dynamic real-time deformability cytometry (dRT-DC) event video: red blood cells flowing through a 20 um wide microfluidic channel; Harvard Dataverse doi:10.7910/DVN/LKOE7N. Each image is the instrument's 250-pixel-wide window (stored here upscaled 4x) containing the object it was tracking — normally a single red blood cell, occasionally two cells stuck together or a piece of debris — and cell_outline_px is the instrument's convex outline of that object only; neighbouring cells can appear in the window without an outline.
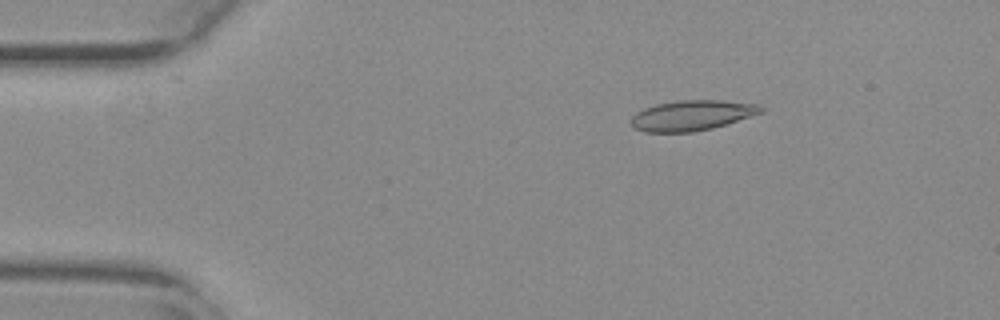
{"species": "common noctule bat (a hibernating species)", "species_latin": "Nyctalus noctula", "temperature_condition": "warm", "stored_images_in_passage": 55, "camera_frame_rate_fps": 3000, "um_per_image_px": 0.085, "animal": {"sex": "female", "body_mass_g": 29.2, "forearm_length_mm": 56.3}, "frame": {"image": 1, "passage_image": 9, "time_ms": 2.667, "image_size_px": [1000, 320], "cell_outline_px": [[764, 112], [712, 128], [692, 132], [644, 132], [636, 128], [632, 124], [632, 116], [636, 112], [644, 108], [656, 104], [680, 100], [720, 100], [760, 104], [764, 108]], "centroid_in_image_um": [58.83, 9.8], "position_along_channel_um": 26.2, "area_um2": 22.83}}
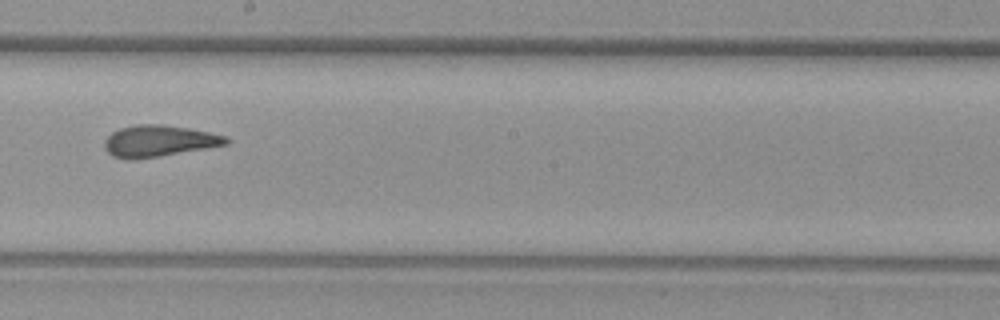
{"frame": {"image": 2, "passage_image": 31, "time_ms": 10.0, "image_size_px": [1000, 320], "cell_outline_px": [[232, 140], [228, 144], [208, 148], [160, 156], [132, 160], [128, 160], [112, 156], [104, 148], [104, 140], [112, 132], [120, 128], [136, 124], [160, 124], [188, 128], [208, 132], [224, 136]], "centroid_in_image_um": [13.48, 11.99], "position_along_channel_um": 234.7, "area_um2": 22.37}}
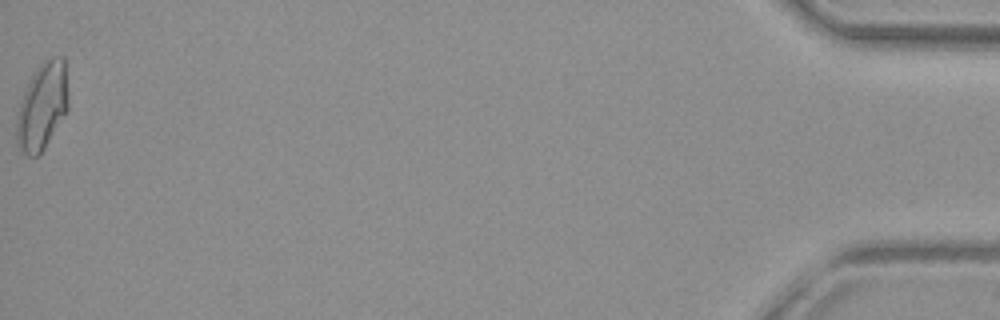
{"frame": {"image": 3, "passage_image": 55, "time_ms": 18.0, "image_size_px": [1000, 320], "cell_outline_px": [[68, 108], [44, 148], [36, 156], [28, 156], [20, 152], [16, 140], [16, 124], [20, 104], [24, 92], [32, 76], [40, 64], [44, 60], [52, 56], [64, 56], [68, 92]], "centroid_in_image_um": [3.6, 9.02], "position_along_channel_um": 431.6, "area_um2": 25.95}, "authors_computed_cell_mechanics": {"area_um2": 22.3108, "velocity_mm_per_s": 3.7759, "shape_relaxation_time_tau1_ms": null, "shape_relaxation_time_tau2_ms": 1.8335, "deformation_change_tau1": null, "deformation_change_tau2": 0.0779}}